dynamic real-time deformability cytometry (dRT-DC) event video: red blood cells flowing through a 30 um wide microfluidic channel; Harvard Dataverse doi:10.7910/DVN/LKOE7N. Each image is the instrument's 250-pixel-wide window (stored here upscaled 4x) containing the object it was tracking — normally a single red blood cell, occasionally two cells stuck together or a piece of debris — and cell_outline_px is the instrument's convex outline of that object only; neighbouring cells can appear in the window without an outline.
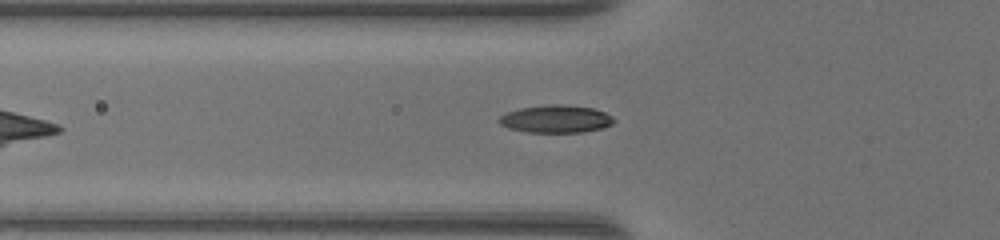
{"species": "common noctule bat (a hibernating species)", "species_latin": "Nyctalus noctula", "temperature_condition": "warm", "stored_images_in_passage": 31, "camera_frame_rate_fps": 3000, "um_per_image_px": 0.085, "animal": {"sex": "female", "body_mass_g": 17.0, "forearm_length_mm": 48.0}, "frame": {"image": 1, "passage_image": 4, "time_ms": 1.0, "image_size_px": [1000, 240], "cell_outline_px": [[616, 120], [612, 124], [604, 128], [584, 132], [528, 132], [508, 128], [500, 124], [496, 120], [504, 112], [520, 108], [548, 104], [564, 104], [592, 108], [604, 112], [612, 116]], "centroid_in_image_um": [47.23, 10.11], "position_along_channel_um": 78.6, "area_um2": 18.73}}
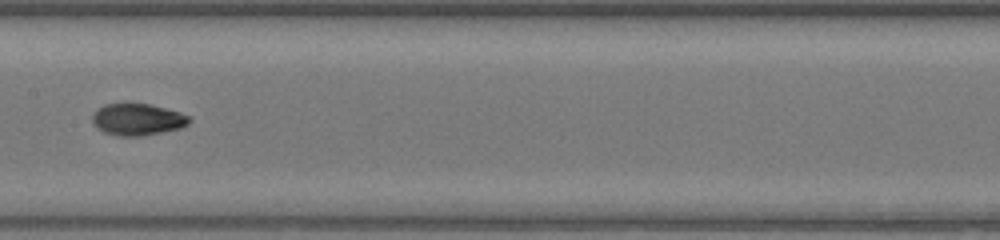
{"frame": {"image": 2, "passage_image": 12, "time_ms": 3.667, "image_size_px": [1000, 240], "cell_outline_px": [[192, 120], [188, 124], [180, 128], [140, 136], [120, 136], [104, 132], [92, 120], [92, 116], [104, 104], [148, 104], [180, 112], [188, 116]], "centroid_in_image_um": [11.72, 10.15], "position_along_channel_um": 195.7, "area_um2": 17.46}}
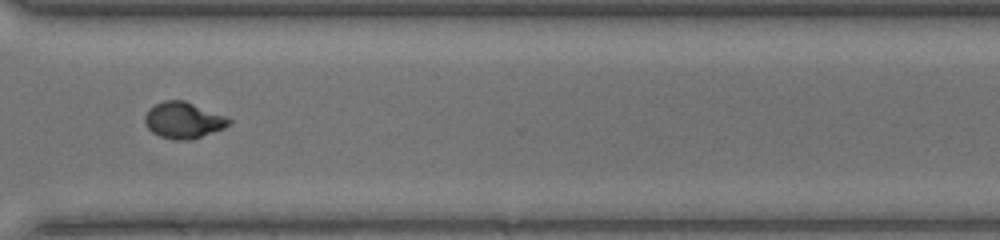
{"frame": {"image": 3, "passage_image": 23, "time_ms": 7.333, "image_size_px": [1000, 240], "cell_outline_px": [[232, 120], [224, 128], [188, 140], [176, 140], [160, 136], [152, 132], [148, 128], [144, 120], [144, 116], [148, 108], [164, 100], [184, 100], [224, 116]], "centroid_in_image_um": [15.54, 10.21], "position_along_channel_um": 355.1, "area_um2": 17.46}, "authors_computed_cell_mechanics": {"area_um2": 17.629, "velocity_mm_per_s": 4.3592, "shape_relaxation_time_tau1_ms": 3.5252, "shape_relaxation_time_tau2_ms": 1.083, "deformation_change_tau1": 0.1887, "deformation_change_tau2": 0.0471}}